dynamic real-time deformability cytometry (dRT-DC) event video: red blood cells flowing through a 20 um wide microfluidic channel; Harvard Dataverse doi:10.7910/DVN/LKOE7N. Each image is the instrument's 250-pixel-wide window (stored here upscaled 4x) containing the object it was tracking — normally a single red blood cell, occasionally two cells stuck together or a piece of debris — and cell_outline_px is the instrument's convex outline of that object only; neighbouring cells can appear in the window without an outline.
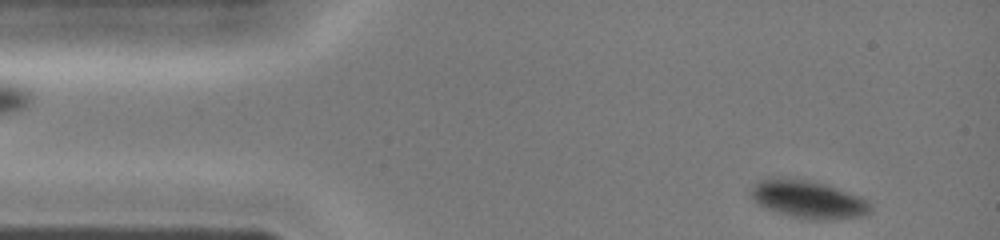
{"species": "common noctule bat (a hibernating species)", "species_latin": "Nyctalus noctula", "temperature_condition": "cold", "stored_images_in_passage": 35, "camera_frame_rate_fps": 3000, "um_per_image_px": 0.085, "animal": {"sex": "female", "body_mass_g": 19.0, "forearm_length_mm": 51.5}, "frame": {"image": 1, "passage_image": 1, "time_ms": 0.0, "image_size_px": [1000, 240], "cell_outline_px": [[872, 212], [860, 216], [832, 220], [812, 220], [792, 216], [776, 212], [760, 204], [752, 196], [752, 184], [760, 180], [772, 176], [780, 176], [808, 180], [824, 184], [860, 196], [868, 200], [872, 208]], "centroid_in_image_um": [68.71, 16.93], "position_along_channel_um": 16.3, "area_um2": 26.36}}
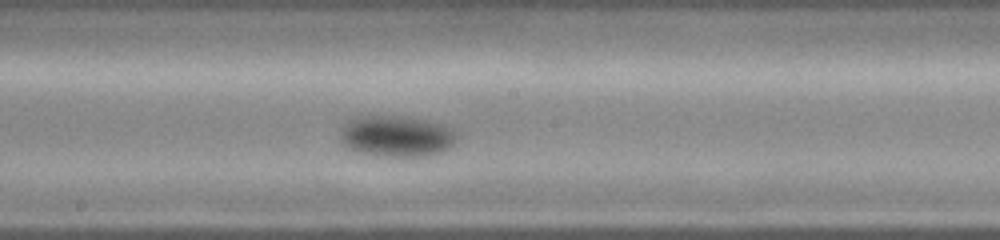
{"frame": {"image": 2, "passage_image": 19, "time_ms": 6.0, "image_size_px": [1000, 240], "cell_outline_px": [[456, 140], [448, 148], [440, 152], [428, 156], [388, 156], [360, 152], [344, 144], [340, 140], [340, 128], [352, 116], [400, 116], [428, 120], [448, 124], [456, 132]], "centroid_in_image_um": [33.72, 11.54], "position_along_channel_um": 214.5, "area_um2": 28.09}}
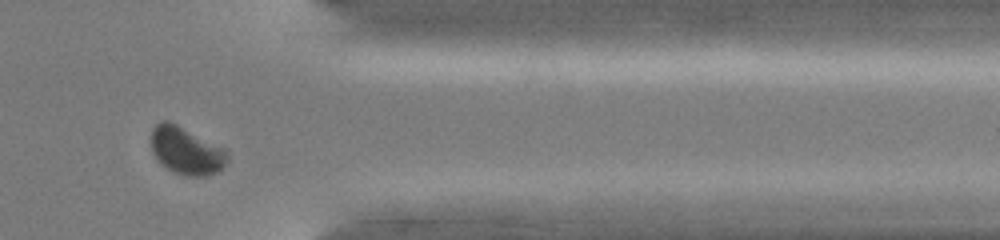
{"frame": {"image": 3, "passage_image": 31, "time_ms": 10.0, "image_size_px": [1000, 240], "cell_outline_px": [[228, 160], [216, 172], [204, 176], [188, 176], [176, 172], [160, 164], [152, 152], [152, 128], [160, 120], [168, 120], [224, 148], [228, 152]], "centroid_in_image_um": [15.81, 12.8], "position_along_channel_um": 395.6, "area_um2": 20.81}}